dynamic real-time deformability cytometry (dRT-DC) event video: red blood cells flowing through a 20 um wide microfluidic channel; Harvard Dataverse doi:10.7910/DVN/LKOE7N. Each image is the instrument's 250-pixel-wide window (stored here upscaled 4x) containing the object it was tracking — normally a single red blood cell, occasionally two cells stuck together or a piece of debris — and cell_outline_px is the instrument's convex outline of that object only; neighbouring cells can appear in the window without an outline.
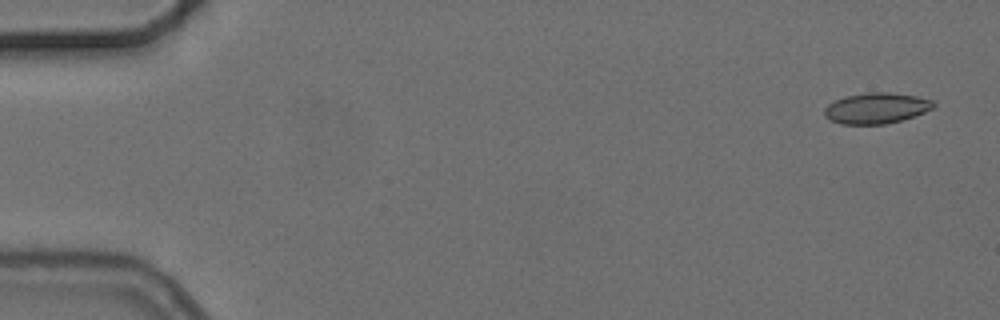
{"species": "common noctule bat (a hibernating species)", "species_latin": "Nyctalus noctula", "temperature_condition": "cold", "stored_images_in_passage": 5, "camera_frame_rate_fps": 3000, "um_per_image_px": 0.085, "animal": {"sex": "female", "body_mass_g": 24.6, "forearm_length_mm": 56.2}, "frame": {"image": 1, "passage_image": 1, "time_ms": 0.0, "image_size_px": [1000, 320], "cell_outline_px": [[936, 104], [932, 108], [924, 112], [900, 120], [884, 124], [840, 124], [824, 116], [824, 108], [828, 104], [844, 96], [868, 92], [892, 92], [916, 96], [932, 100]], "centroid_in_image_um": [74.46, 9.18], "position_along_channel_um": 10.5, "area_um2": 19.48}}
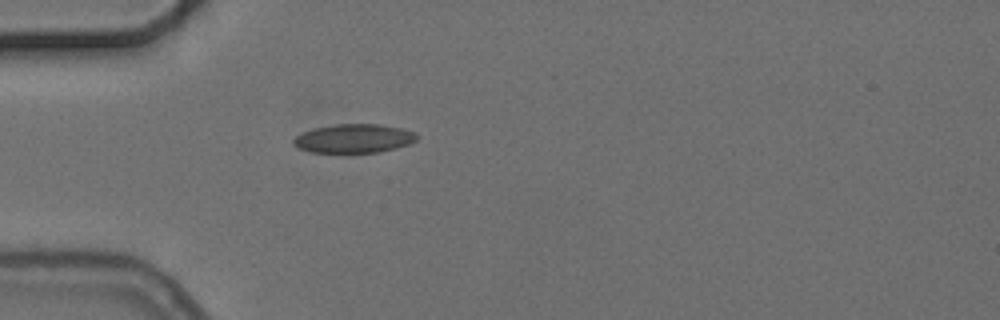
{"frame": {"image": 2, "passage_image": 5, "time_ms": 4.667, "image_size_px": [1000, 320], "cell_outline_px": [[416, 140], [408, 144], [396, 148], [380, 152], [312, 152], [296, 148], [292, 144], [292, 140], [296, 136], [312, 128], [336, 124], [380, 124], [400, 128], [416, 132]], "centroid_in_image_um": [30.05, 11.77], "position_along_channel_um": 55.0, "area_um2": 20.69}}